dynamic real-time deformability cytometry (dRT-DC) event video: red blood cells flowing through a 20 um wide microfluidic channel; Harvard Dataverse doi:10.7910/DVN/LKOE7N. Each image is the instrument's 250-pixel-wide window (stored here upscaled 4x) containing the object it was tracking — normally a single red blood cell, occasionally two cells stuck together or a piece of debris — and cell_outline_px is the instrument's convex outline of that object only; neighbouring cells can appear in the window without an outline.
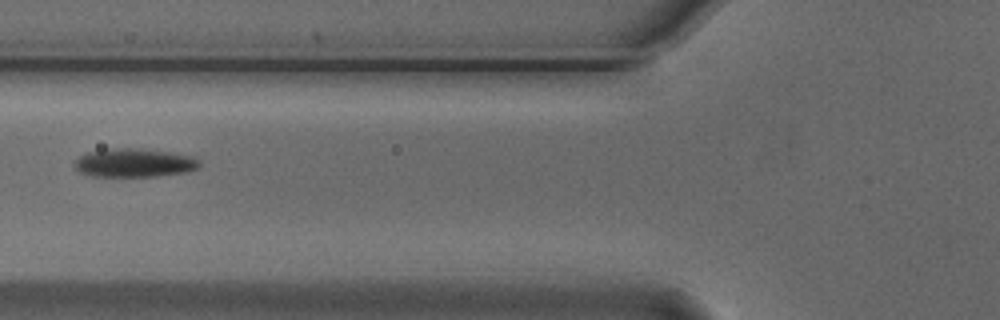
{"species": "Egyptian fruit bat (a non-hibernating species)", "species_latin": "Rousettus aegyptiacus", "temperature_condition": "cold", "stored_images_in_passage": 8, "camera_frame_rate_fps": 3000, "um_per_image_px": 0.085, "animal": {"sex": "male"}, "frame": {"image": 1, "passage_image": 4, "time_ms": 1.0, "image_size_px": [1000, 320], "cell_outline_px": [[200, 168], [188, 172], [156, 176], [92, 176], [80, 172], [76, 168], [76, 160], [80, 156], [88, 152], [112, 148], [136, 148], [168, 152], [196, 156], [200, 160]], "centroid_in_image_um": [11.49, 13.84], "position_along_channel_um": 114.3, "area_um2": 20.81}}
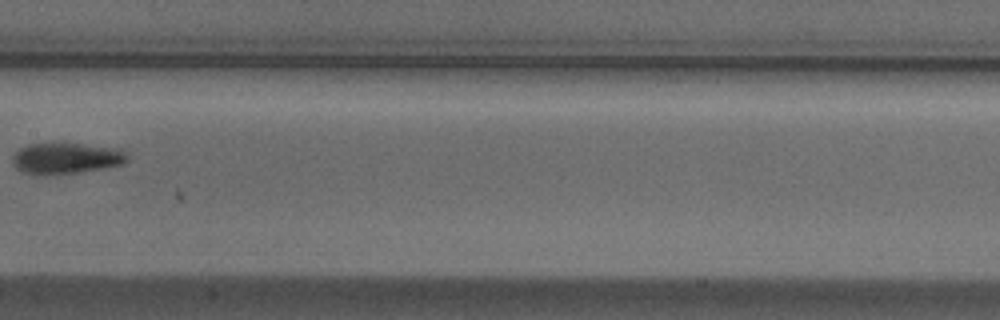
{"frame": {"image": 2, "passage_image": 6, "time_ms": 1.667, "image_size_px": [1000, 320], "cell_outline_px": [[128, 160], [124, 164], [104, 168], [80, 172], [44, 176], [36, 176], [24, 172], [16, 168], [12, 164], [12, 156], [20, 148], [28, 144], [52, 140], [120, 148], [128, 156]], "centroid_in_image_um": [5.58, 13.42], "position_along_channel_um": 201.8, "area_um2": 21.91}}
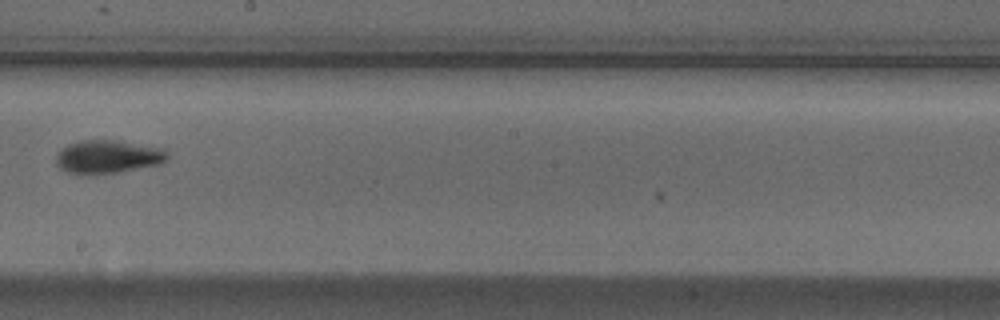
{"frame": {"image": 3, "passage_image": 7, "time_ms": 2.0, "image_size_px": [1000, 320], "cell_outline_px": [[168, 160], [160, 164], [116, 172], [68, 172], [60, 168], [56, 164], [56, 156], [68, 144], [80, 140], [120, 140], [164, 148], [168, 152]], "centroid_in_image_um": [9.24, 13.28], "position_along_channel_um": 239.0, "area_um2": 21.15}}